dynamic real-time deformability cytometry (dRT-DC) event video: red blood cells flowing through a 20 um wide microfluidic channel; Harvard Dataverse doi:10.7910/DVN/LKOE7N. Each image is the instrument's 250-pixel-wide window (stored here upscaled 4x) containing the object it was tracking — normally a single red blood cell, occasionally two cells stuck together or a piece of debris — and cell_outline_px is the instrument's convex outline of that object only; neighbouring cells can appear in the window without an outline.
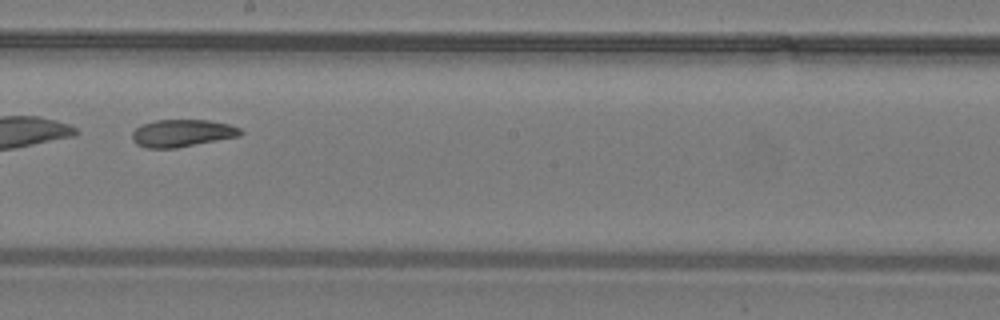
{"species": "common noctule bat (a hibernating species)", "species_latin": "Nyctalus noctula", "temperature_condition": "warm", "stored_images_in_passage": 30, "camera_frame_rate_fps": 3000, "um_per_image_px": 0.085, "animal": {"sex": "male", "body_mass_g": 19.2, "forearm_length_mm": 51.8}, "frame": {"image": 1, "passage_image": 18, "time_ms": 5.667, "image_size_px": [1000, 320], "cell_outline_px": [[244, 132], [240, 136], [176, 148], [144, 148], [136, 144], [132, 140], [132, 132], [140, 124], [156, 120], [208, 120], [228, 124], [240, 128]], "centroid_in_image_um": [15.46, 11.32], "position_along_channel_um": 232.7, "area_um2": 17.4}}